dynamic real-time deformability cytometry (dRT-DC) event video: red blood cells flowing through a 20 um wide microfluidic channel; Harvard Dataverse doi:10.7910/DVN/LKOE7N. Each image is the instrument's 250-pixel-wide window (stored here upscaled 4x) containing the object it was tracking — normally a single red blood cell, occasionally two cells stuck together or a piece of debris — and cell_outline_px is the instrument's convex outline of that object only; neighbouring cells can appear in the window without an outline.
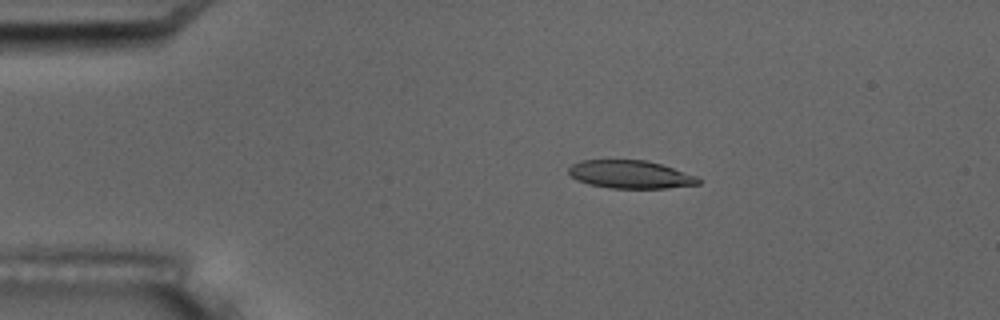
{"species": "common noctule bat (a hibernating species)", "species_latin": "Nyctalus noctula", "temperature_condition": "room temperature", "stored_images_in_passage": 4, "camera_frame_rate_fps": 3000, "um_per_image_px": 0.085, "animal": {"sex": "male", "body_mass_g": 17.5, "forearm_length_mm": 52.3}, "frame": {"image": 1, "passage_image": 3, "time_ms": 2.333, "image_size_px": [1000, 320], "cell_outline_px": [[700, 184], [668, 188], [608, 188], [588, 184], [576, 180], [568, 172], [568, 168], [572, 164], [580, 160], [648, 160], [696, 176], [700, 180]], "centroid_in_image_um": [53.54, 14.83], "position_along_channel_um": 31.5, "area_um2": 21.15}}